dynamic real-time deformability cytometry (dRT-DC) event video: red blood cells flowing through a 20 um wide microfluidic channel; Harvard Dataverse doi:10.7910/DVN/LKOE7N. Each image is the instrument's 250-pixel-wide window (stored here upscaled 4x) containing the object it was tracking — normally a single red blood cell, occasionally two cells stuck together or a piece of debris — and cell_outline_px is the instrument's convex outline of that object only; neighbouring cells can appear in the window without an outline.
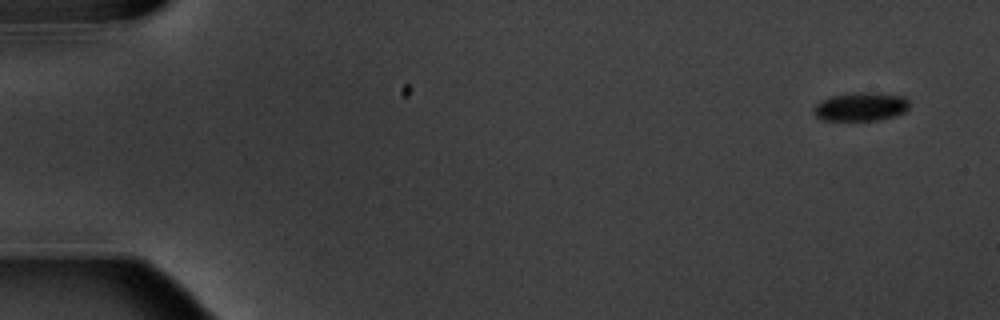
{"species": "common noctule bat (a hibernating species)", "species_latin": "Nyctalus noctula", "temperature_condition": "warm", "stored_images_in_passage": 8, "camera_frame_rate_fps": 3000, "um_per_image_px": 0.085, "animal": {"sex": "male", "body_mass_g": 20.1, "forearm_length_mm": 53.5}, "frame": {"image": 1, "passage_image": 1, "time_ms": 0.0, "image_size_px": [1000, 320], "cell_outline_px": [[908, 108], [904, 112], [896, 116], [876, 120], [820, 120], [812, 112], [812, 108], [820, 100], [832, 96], [852, 92], [872, 92], [904, 96], [908, 100]], "centroid_in_image_um": [73.13, 9.06], "position_along_channel_um": 11.9, "area_um2": 16.13}}
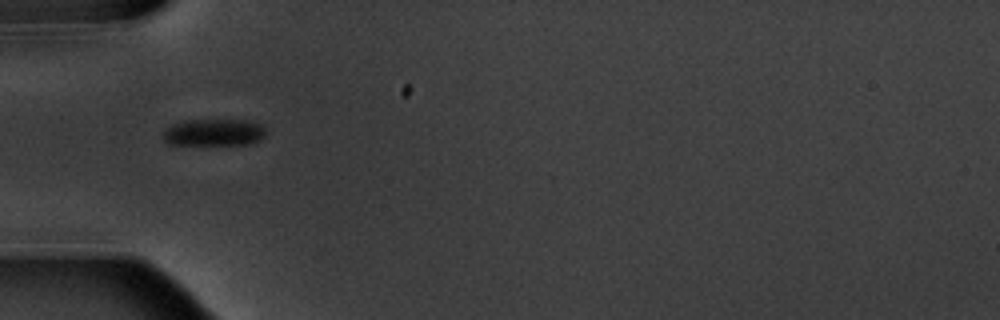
{"frame": {"image": 2, "passage_image": 5, "time_ms": 5.333, "image_size_px": [1000, 320], "cell_outline_px": [[264, 136], [260, 140], [252, 144], [168, 144], [164, 140], [164, 128], [172, 124], [184, 120], [244, 120], [260, 124], [264, 128]], "centroid_in_image_um": [18.16, 11.25], "position_along_channel_um": 66.8, "area_um2": 16.07}}